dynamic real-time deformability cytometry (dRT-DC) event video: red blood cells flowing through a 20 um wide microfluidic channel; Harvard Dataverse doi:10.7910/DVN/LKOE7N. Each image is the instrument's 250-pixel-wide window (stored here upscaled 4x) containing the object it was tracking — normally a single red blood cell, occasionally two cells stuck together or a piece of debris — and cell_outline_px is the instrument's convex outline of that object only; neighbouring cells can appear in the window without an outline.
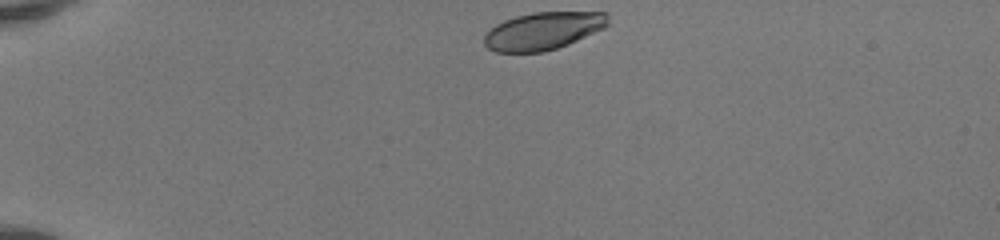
{"species": "human", "species_latin": "Homo sapiens", "temperature_condition": "room temperature", "stored_images_in_passage": 37, "camera_frame_rate_fps": 3000, "um_per_image_px": 0.085, "donor": {"sex": "female"}, "frame": {"image": 1, "passage_image": 1, "time_ms": 0.0, "image_size_px": [1000, 240], "cell_outline_px": [[608, 24], [604, 28], [568, 44], [544, 52], [496, 52], [488, 48], [484, 44], [484, 36], [496, 24], [504, 20], [516, 16], [532, 12], [608, 12]], "centroid_in_image_um": [46.17, 2.62], "position_along_channel_um": 38.8, "area_um2": 27.05}}
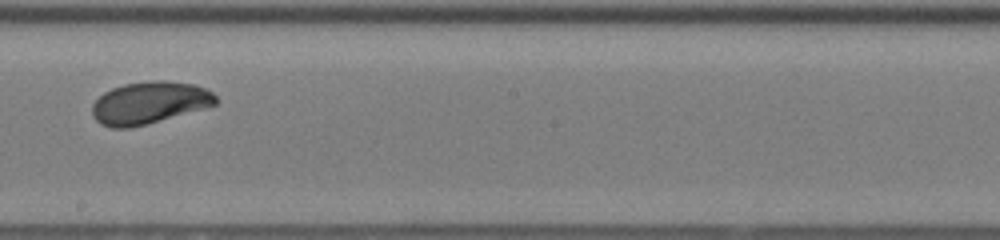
{"frame": {"image": 2, "passage_image": 20, "time_ms": 6.333, "image_size_px": [1000, 240], "cell_outline_px": [[220, 100], [216, 104], [204, 108], [144, 124], [128, 128], [112, 128], [100, 124], [92, 116], [92, 104], [104, 92], [112, 88], [124, 84], [152, 80], [164, 80], [192, 84], [208, 88]], "centroid_in_image_um": [12.69, 8.72], "position_along_channel_um": 235.5, "area_um2": 30.29}}
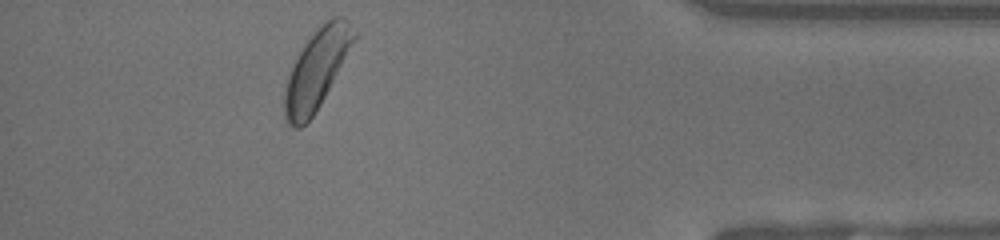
{"frame": {"image": 3, "passage_image": 35, "time_ms": 11.333, "image_size_px": [1000, 240], "cell_outline_px": [[356, 40], [320, 104], [312, 116], [300, 128], [292, 128], [288, 124], [284, 116], [284, 88], [288, 76], [304, 44], [332, 16], [344, 16], [348, 20], [356, 32]], "centroid_in_image_um": [26.92, 5.91], "position_along_channel_um": 408.3, "area_um2": 31.39}, "authors_computed_cell_mechanics": {"area_um2": 30.1716, "velocity_mm_per_s": 4.1243, "shape_relaxation_time_tau1_ms": 2.322, "shape_relaxation_time_tau2_ms": null, "deformation_change_tau1": 0.1434, "deformation_change_tau2": null}}